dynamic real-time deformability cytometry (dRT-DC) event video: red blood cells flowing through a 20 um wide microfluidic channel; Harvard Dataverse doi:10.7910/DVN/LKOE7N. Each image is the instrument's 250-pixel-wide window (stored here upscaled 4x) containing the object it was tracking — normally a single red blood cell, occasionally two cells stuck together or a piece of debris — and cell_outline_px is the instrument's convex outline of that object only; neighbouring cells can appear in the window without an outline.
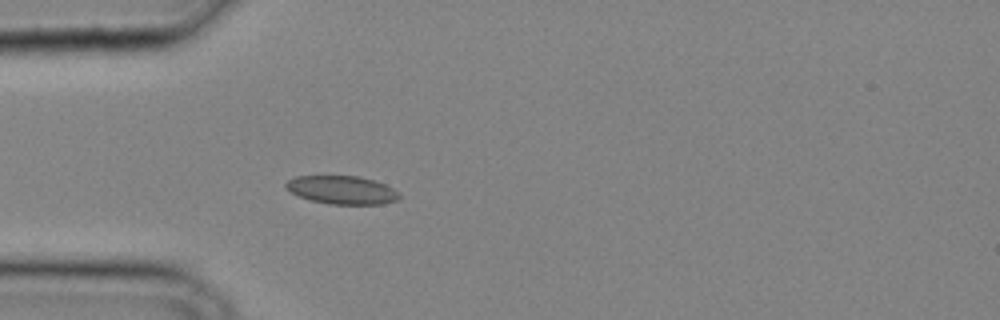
{"species": "common noctule bat (a hibernating species)", "species_latin": "Nyctalus noctula", "temperature_condition": "cold", "stored_images_in_passage": 11, "camera_frame_rate_fps": 3000, "um_per_image_px": 0.085, "animal": {"sex": "male", "body_mass_g": 20.4}, "frame": {"image": 1, "passage_image": 10, "time_ms": 3.0, "image_size_px": [1000, 320], "cell_outline_px": [[400, 200], [384, 204], [332, 204], [312, 200], [300, 196], [284, 188], [284, 184], [288, 180], [296, 176], [360, 176], [384, 184], [400, 192]], "centroid_in_image_um": [29.1, 16.15], "position_along_channel_um": 55.9, "area_um2": 18.67}}